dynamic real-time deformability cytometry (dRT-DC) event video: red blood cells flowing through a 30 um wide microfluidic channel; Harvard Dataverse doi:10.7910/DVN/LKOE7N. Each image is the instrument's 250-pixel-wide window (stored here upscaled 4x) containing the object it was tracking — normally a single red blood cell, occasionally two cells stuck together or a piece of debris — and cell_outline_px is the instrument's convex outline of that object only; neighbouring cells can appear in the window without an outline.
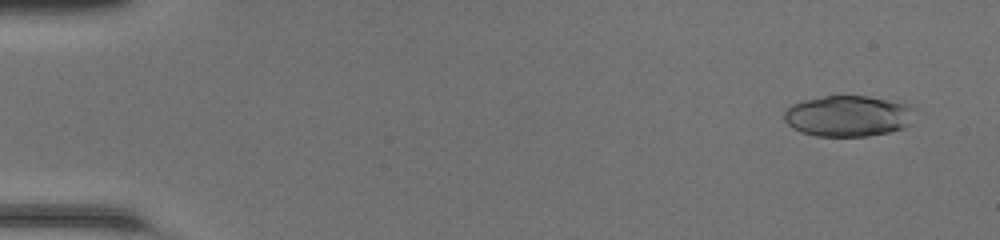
{"species": "common noctule bat (a hibernating species)", "species_latin": "Nyctalus noctula", "temperature_condition": "room temperature", "stored_images_in_passage": 48, "camera_frame_rate_fps": 3000, "um_per_image_px": 0.085, "animal": {"sex": "female", "body_mass_g": 20.0, "forearm_length_mm": 54.0}, "frame": {"image": 1, "passage_image": 3, "time_ms": 0.667, "image_size_px": [1000, 240], "cell_outline_px": [[912, 124], [904, 128], [888, 132], [868, 136], [816, 136], [800, 132], [792, 128], [784, 120], [784, 112], [792, 104], [800, 100], [824, 96], [868, 96], [904, 100], [912, 108]], "centroid_in_image_um": [72.12, 9.84], "position_along_channel_um": 12.9, "area_um2": 31.79}}
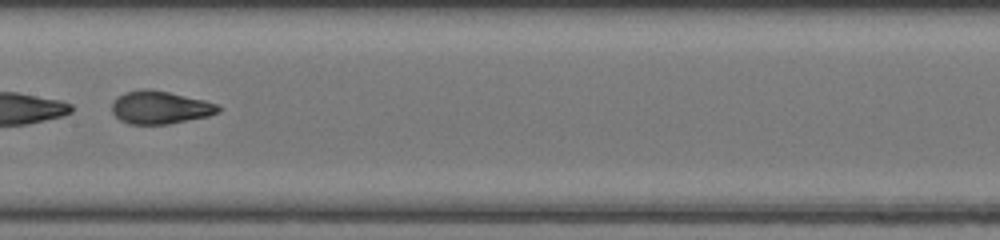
{"frame": {"image": 2, "passage_image": 26, "time_ms": 8.333, "image_size_px": [1000, 240], "cell_outline_px": [[224, 108], [220, 112], [208, 116], [168, 124], [128, 124], [120, 120], [112, 112], [112, 104], [124, 92], [140, 88], [148, 88], [168, 92], [204, 100], [216, 104]], "centroid_in_image_um": [13.62, 9.13], "position_along_channel_um": 193.8, "area_um2": 20.4}}